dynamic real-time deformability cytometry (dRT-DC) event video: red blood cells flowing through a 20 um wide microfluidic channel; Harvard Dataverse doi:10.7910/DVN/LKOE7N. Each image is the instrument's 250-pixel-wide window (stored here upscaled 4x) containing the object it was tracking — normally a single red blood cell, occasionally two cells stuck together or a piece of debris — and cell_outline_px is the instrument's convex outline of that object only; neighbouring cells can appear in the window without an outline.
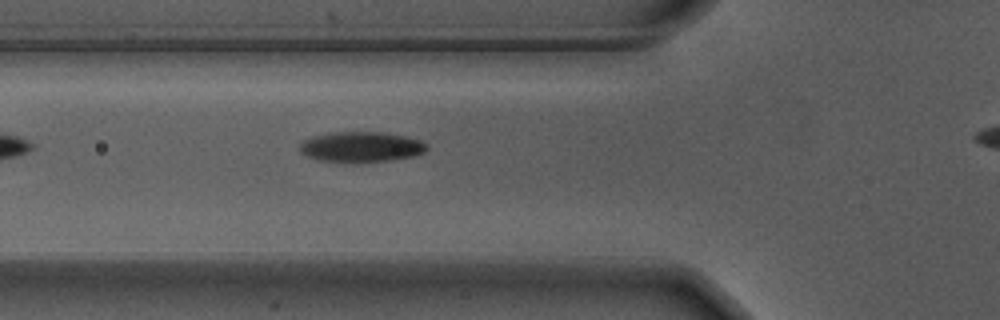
{"species": "Egyptian fruit bat (a non-hibernating species)", "species_latin": "Rousettus aegyptiacus", "temperature_condition": "warm", "stored_images_in_passage": 21, "camera_frame_rate_fps": 3000, "um_per_image_px": 0.085, "animal": {"sex": "male"}, "frame": {"image": 1, "passage_image": 4, "time_ms": 1.0, "image_size_px": [1000, 320], "cell_outline_px": [[428, 148], [424, 152], [412, 156], [392, 160], [356, 164], [352, 164], [316, 160], [300, 152], [300, 140], [312, 136], [328, 132], [380, 132], [404, 136], [420, 140], [428, 144]], "centroid_in_image_um": [30.64, 12.51], "position_along_channel_um": 95.2, "area_um2": 23.12}}
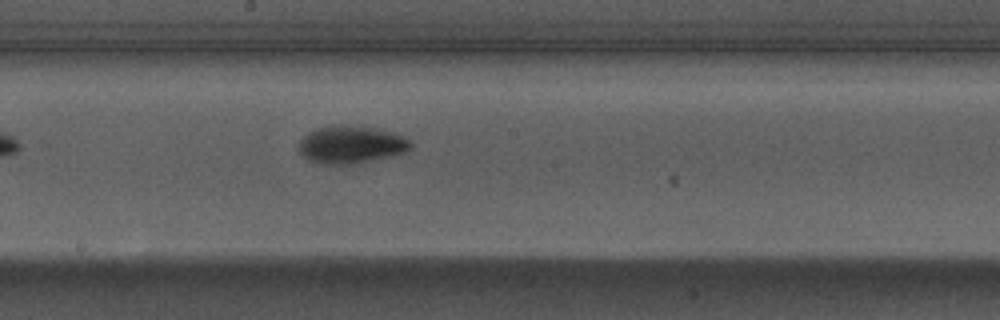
{"frame": {"image": 2, "passage_image": 14, "time_ms": 4.333, "image_size_px": [1000, 320], "cell_outline_px": [[412, 148], [404, 152], [388, 156], [352, 164], [316, 164], [308, 160], [300, 152], [300, 140], [308, 132], [332, 124], [344, 124], [376, 128], [392, 132], [404, 136], [412, 144]], "centroid_in_image_um": [29.82, 12.28], "position_along_channel_um": 218.4, "area_um2": 24.45}}
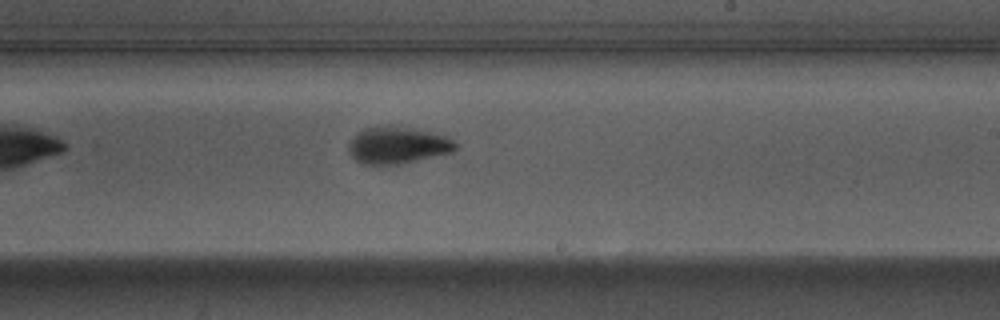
{"frame": {"image": 3, "passage_image": 17, "time_ms": 5.333, "image_size_px": [1000, 320], "cell_outline_px": [[460, 144], [452, 152], [400, 164], [364, 164], [356, 160], [348, 152], [348, 144], [352, 136], [356, 132], [364, 128], [380, 124], [388, 124], [436, 132], [448, 136]], "centroid_in_image_um": [33.8, 12.3], "position_along_channel_um": 255.2, "area_um2": 23.64}}